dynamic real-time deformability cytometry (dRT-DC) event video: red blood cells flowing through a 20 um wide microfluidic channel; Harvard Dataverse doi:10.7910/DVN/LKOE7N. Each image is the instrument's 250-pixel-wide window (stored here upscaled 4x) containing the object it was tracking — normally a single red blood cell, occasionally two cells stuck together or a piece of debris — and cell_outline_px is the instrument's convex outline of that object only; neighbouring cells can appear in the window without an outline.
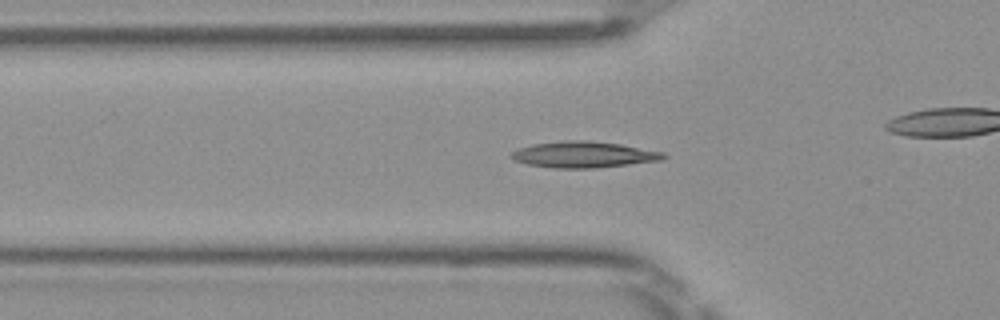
{"species": "Egyptian fruit bat (a non-hibernating species)", "species_latin": "Rousettus aegyptiacus", "temperature_condition": "room temperature", "stored_images_in_passage": 45, "camera_frame_rate_fps": 3000, "um_per_image_px": 0.085, "frame": {"image": 1, "passage_image": 13, "time_ms": 4.0, "image_size_px": [1000, 320], "cell_outline_px": [[668, 156], [664, 160], [596, 168], [552, 168], [528, 164], [512, 160], [508, 156], [512, 152], [520, 148], [532, 144], [560, 140], [588, 140], [620, 144], [664, 152]], "centroid_in_image_um": [49.61, 13.14], "position_along_channel_um": 76.2, "area_um2": 23.47}}
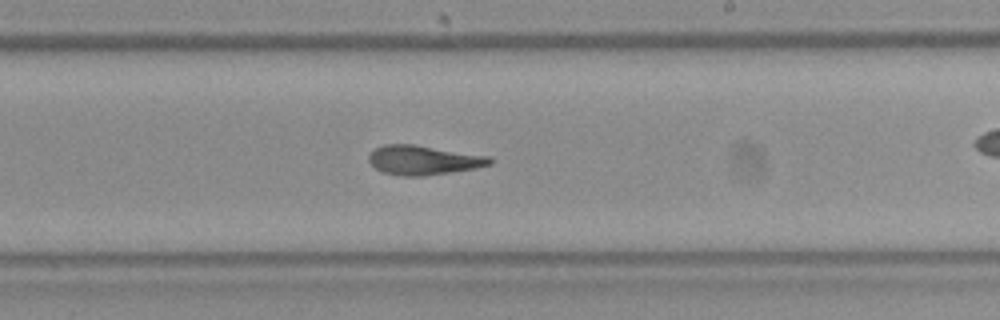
{"frame": {"image": 2, "passage_image": 26, "time_ms": 8.333, "image_size_px": [1000, 320], "cell_outline_px": [[492, 164], [476, 168], [424, 176], [400, 176], [384, 172], [376, 168], [368, 160], [368, 156], [376, 148], [384, 144], [412, 144], [492, 156]], "centroid_in_image_um": [36.02, 13.61], "position_along_channel_um": 253.0, "area_um2": 20.69}}
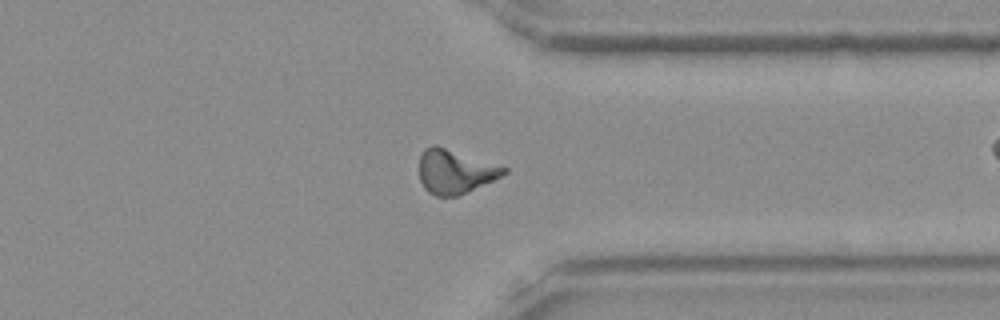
{"frame": {"image": 3, "passage_image": 35, "time_ms": 11.333, "image_size_px": [1000, 320], "cell_outline_px": [[508, 172], [460, 196], [436, 196], [428, 192], [424, 188], [420, 180], [420, 156], [424, 148], [432, 144], [436, 144], [508, 168]], "centroid_in_image_um": [38.65, 14.57], "position_along_channel_um": 372.8, "area_um2": 21.68}}